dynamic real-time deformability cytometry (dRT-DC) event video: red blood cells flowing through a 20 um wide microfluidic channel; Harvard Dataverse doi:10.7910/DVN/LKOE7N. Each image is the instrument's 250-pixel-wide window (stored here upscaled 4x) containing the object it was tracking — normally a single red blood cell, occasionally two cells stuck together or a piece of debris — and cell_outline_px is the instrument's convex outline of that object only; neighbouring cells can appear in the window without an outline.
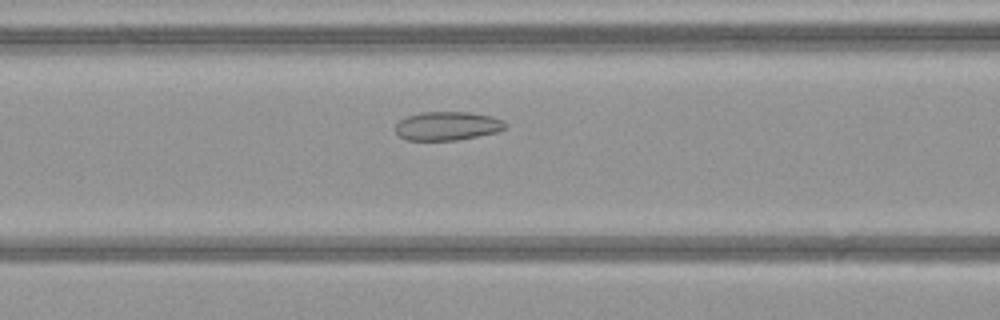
{"species": "common noctule bat (a hibernating species)", "species_latin": "Nyctalus noctula", "temperature_condition": "warm", "stored_images_in_passage": 46, "camera_frame_rate_fps": 3000, "um_per_image_px": 0.085, "animal": {"sex": "female", "body_mass_g": 21.9}, "frame": {"image": 1, "passage_image": 17, "time_ms": 5.333, "image_size_px": [1000, 320], "cell_outline_px": [[508, 128], [500, 132], [456, 140], [404, 140], [396, 132], [396, 124], [400, 120], [408, 116], [420, 112], [472, 112], [492, 116], [508, 124]], "centroid_in_image_um": [38.07, 10.71], "position_along_channel_um": 128.5, "area_um2": 18.55}}
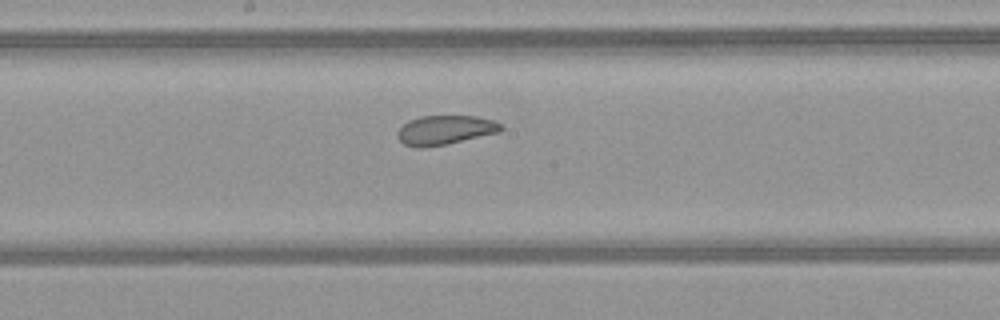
{"frame": {"image": 2, "passage_image": 23, "time_ms": 7.333, "image_size_px": [1000, 320], "cell_outline_px": [[504, 128], [500, 132], [448, 144], [424, 148], [416, 148], [404, 144], [396, 136], [396, 132], [408, 120], [420, 116], [476, 116], [496, 120]], "centroid_in_image_um": [37.83, 11.06], "position_along_channel_um": 210.4, "area_um2": 17.92}}
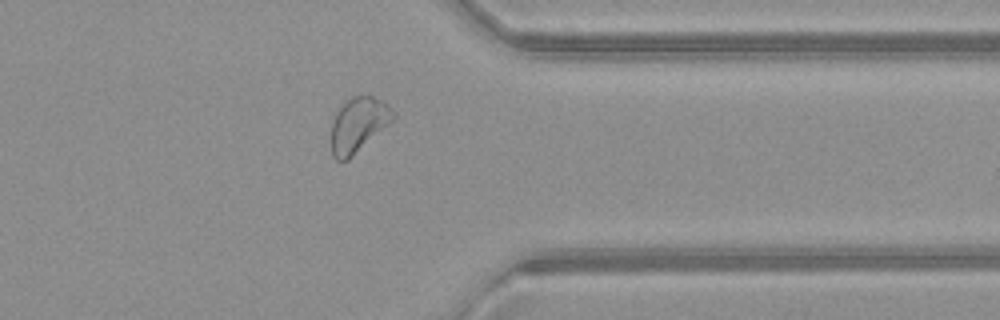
{"frame": {"image": 3, "passage_image": 36, "time_ms": 11.667, "image_size_px": [1000, 320], "cell_outline_px": [[396, 120], [348, 160], [336, 160], [332, 156], [332, 124], [336, 112], [352, 96], [372, 96], [384, 100], [396, 112]], "centroid_in_image_um": [30.53, 10.6], "position_along_channel_um": 380.9, "area_um2": 20.0}, "authors_computed_cell_mechanics": {"area_um2": 20.7791, "velocity_mm_per_s": 4.0773, "shape_relaxation_time_tau1_ms": null, "shape_relaxation_time_tau2_ms": 2.7634, "deformation_change_tau1": null, "deformation_change_tau2": 0.0746}}